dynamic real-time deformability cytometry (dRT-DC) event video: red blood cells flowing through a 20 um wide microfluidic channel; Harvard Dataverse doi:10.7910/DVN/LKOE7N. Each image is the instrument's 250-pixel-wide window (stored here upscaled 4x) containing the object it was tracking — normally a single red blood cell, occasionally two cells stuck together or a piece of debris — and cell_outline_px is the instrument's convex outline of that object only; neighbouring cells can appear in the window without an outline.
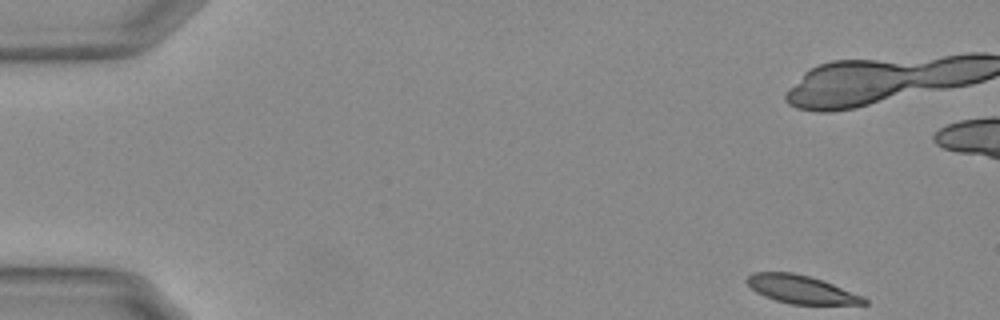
{"species": "Egyptian fruit bat (a non-hibernating species)", "species_latin": "Rousettus aegyptiacus", "temperature_condition": "warm", "stored_images_in_passage": 53, "camera_frame_rate_fps": 3000, "um_per_image_px": 0.085, "animal": {"sex": "female"}, "frame": {"image": 1, "passage_image": 1, "time_ms": 0.0, "image_size_px": [1000, 320], "cell_outline_px": [[868, 304], [792, 304], [776, 300], [764, 296], [756, 292], [744, 280], [752, 272], [792, 272], [824, 280], [864, 296], [868, 300]], "centroid_in_image_um": [68.12, 24.59], "position_along_channel_um": 16.9, "area_um2": 19.25}, "authors_computed_cell_mechanics": {"area_um2": 20.9814, "velocity_mm_per_s": 3.682, "shape_relaxation_time_tau1_ms": 3.9535, "shape_relaxation_time_tau2_ms": 3.1388, "deformation_change_tau1": 0.1583, "deformation_change_tau2": 0.0691}}